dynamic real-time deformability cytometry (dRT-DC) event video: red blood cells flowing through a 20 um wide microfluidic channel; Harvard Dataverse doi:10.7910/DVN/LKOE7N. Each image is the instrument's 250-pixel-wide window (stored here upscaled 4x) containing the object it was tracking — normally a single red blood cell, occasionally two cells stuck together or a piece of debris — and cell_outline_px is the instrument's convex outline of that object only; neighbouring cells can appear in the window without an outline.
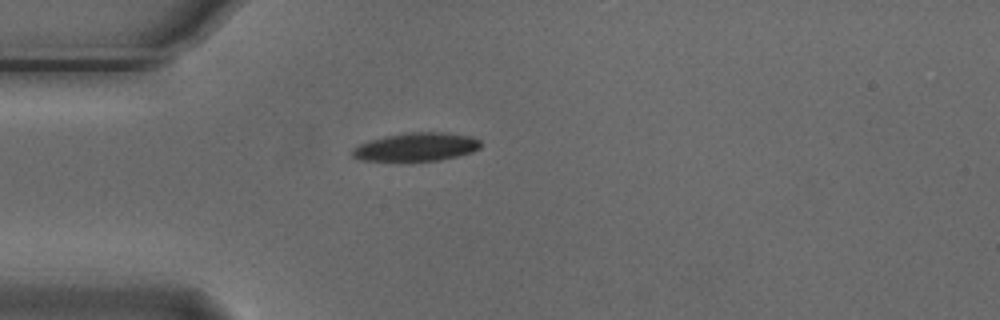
{"species": "Egyptian fruit bat (a non-hibernating species)", "species_latin": "Rousettus aegyptiacus", "temperature_condition": "cold", "stored_images_in_passage": 2, "camera_frame_rate_fps": 3000, "um_per_image_px": 0.085, "animal": {"sex": "male"}, "frame": {"image": 1, "passage_image": 1, "time_ms": 0.0, "image_size_px": [1000, 320], "cell_outline_px": [[480, 148], [472, 152], [440, 160], [360, 160], [352, 156], [352, 148], [360, 144], [384, 136], [404, 132], [448, 132], [472, 136], [480, 140]], "centroid_in_image_um": [35.41, 12.47], "position_along_channel_um": 49.6, "area_um2": 21.1}}